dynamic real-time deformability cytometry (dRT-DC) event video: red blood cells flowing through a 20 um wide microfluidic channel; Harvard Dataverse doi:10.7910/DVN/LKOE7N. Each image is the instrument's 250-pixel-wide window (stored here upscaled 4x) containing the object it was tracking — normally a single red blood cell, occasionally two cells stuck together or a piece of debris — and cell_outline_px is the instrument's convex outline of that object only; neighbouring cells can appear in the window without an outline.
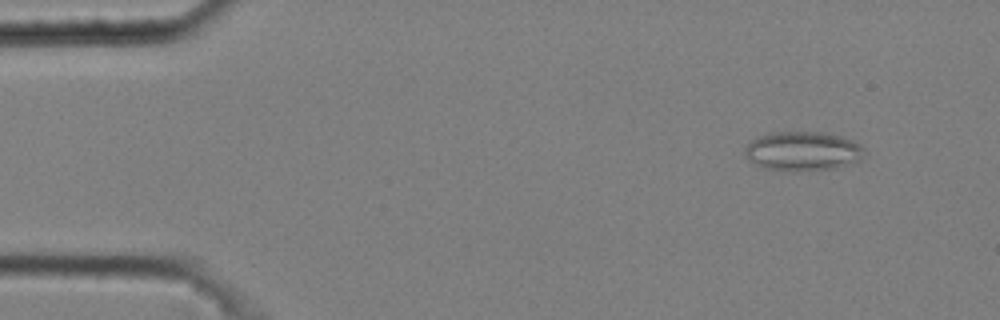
{"species": "common noctule bat (a hibernating species)", "species_latin": "Nyctalus noctula", "temperature_condition": "cold", "stored_images_in_passage": 5, "camera_frame_rate_fps": 3000, "um_per_image_px": 0.085, "animal": {"sex": "male", "body_mass_g": 20.4}, "frame": {"image": 1, "passage_image": 1, "time_ms": 0.0, "image_size_px": [1000, 320], "cell_outline_px": [[868, 152], [860, 160], [852, 164], [836, 168], [800, 172], [792, 172], [768, 168], [748, 160], [744, 152], [744, 148], [748, 140], [756, 136], [772, 132], [824, 132], [844, 136], [860, 144]], "centroid_in_image_um": [68.27, 12.84], "position_along_channel_um": 16.7, "area_um2": 28.09}}